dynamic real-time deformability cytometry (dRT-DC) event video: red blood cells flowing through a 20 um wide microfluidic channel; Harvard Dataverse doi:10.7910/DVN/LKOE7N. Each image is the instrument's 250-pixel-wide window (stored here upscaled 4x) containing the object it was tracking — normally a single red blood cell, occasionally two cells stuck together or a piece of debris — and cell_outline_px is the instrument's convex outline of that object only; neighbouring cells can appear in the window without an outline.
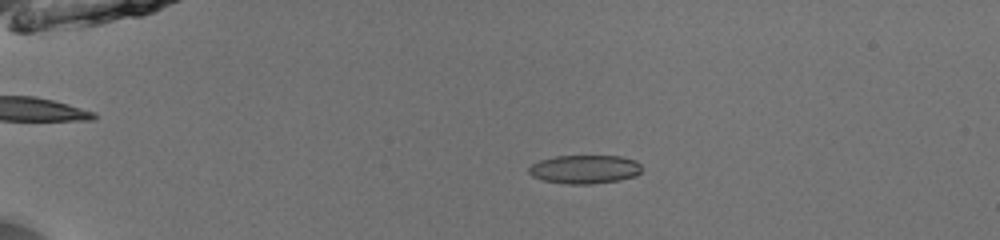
{"species": "common noctule bat (a hibernating species)", "species_latin": "Nyctalus noctula", "temperature_condition": "room temperature", "stored_images_in_passage": 53, "camera_frame_rate_fps": 3000, "um_per_image_px": 0.085, "animal": {"sex": "male", "body_mass_g": 13.0, "forearm_length_mm": 53.1}, "frame": {"image": 1, "passage_image": 13, "time_ms": 4.0, "image_size_px": [1000, 240], "cell_outline_px": [[640, 172], [636, 176], [620, 180], [592, 184], [568, 184], [540, 180], [532, 176], [528, 172], [528, 168], [532, 164], [540, 160], [556, 156], [620, 156], [636, 160], [640, 164]], "centroid_in_image_um": [49.69, 14.39], "position_along_channel_um": 35.3, "area_um2": 18.96}}
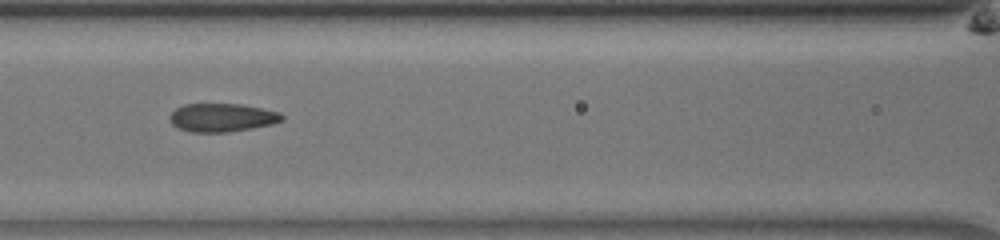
{"frame": {"image": 2, "passage_image": 26, "time_ms": 8.333, "image_size_px": [1000, 240], "cell_outline_px": [[284, 120], [272, 124], [252, 128], [228, 132], [192, 132], [180, 128], [172, 124], [168, 120], [168, 116], [176, 108], [184, 104], [240, 104], [280, 112], [284, 116]], "centroid_in_image_um": [18.86, 9.99], "position_along_channel_um": 147.7, "area_um2": 18.55}}
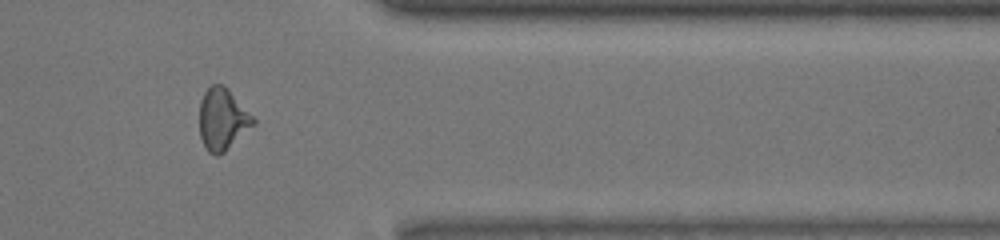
{"frame": {"image": 3, "passage_image": 45, "time_ms": 14.667, "image_size_px": [1000, 240], "cell_outline_px": [[256, 124], [224, 152], [216, 156], [208, 152], [204, 148], [200, 136], [200, 100], [204, 92], [212, 84], [224, 84], [228, 88], [256, 120]], "centroid_in_image_um": [18.91, 10.14], "position_along_channel_um": 392.5, "area_um2": 19.48}, "authors_computed_cell_mechanics": {"area_um2": 18.785, "velocity_mm_per_s": 3.9784, "shape_relaxation_time_tau1_ms": null, "shape_relaxation_time_tau2_ms": 1.3097, "deformation_change_tau1": null, "deformation_change_tau2": 0.0702}}